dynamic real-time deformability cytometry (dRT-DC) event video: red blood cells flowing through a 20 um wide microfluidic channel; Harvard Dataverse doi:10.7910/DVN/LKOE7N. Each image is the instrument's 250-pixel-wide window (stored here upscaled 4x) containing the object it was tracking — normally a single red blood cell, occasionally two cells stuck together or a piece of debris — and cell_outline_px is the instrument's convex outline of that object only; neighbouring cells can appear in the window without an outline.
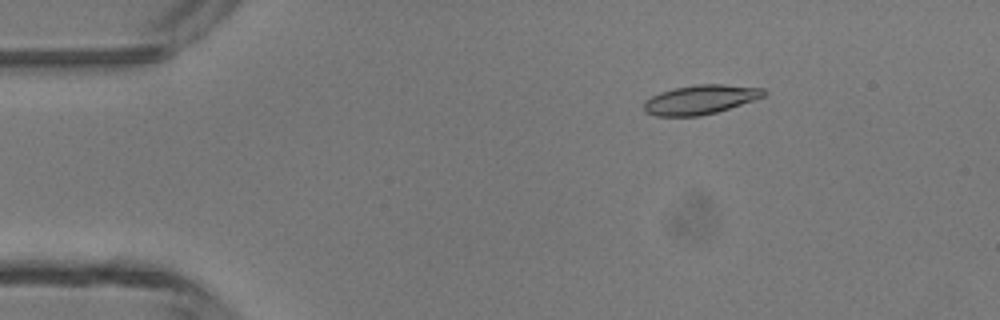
{"species": "common noctule bat (a hibernating species)", "species_latin": "Nyctalus noctula", "temperature_condition": "room temperature", "stored_images_in_passage": 48, "camera_frame_rate_fps": 3000, "um_per_image_px": 0.085, "animal": {"sex": "male", "body_mass_g": 13.3}, "frame": {"image": 1, "passage_image": 8, "time_ms": 2.333, "image_size_px": [1000, 320], "cell_outline_px": [[768, 92], [764, 96], [716, 112], [700, 116], [656, 116], [644, 112], [644, 100], [660, 92], [676, 88], [696, 84], [724, 84], [764, 88]], "centroid_in_image_um": [59.51, 8.46], "position_along_channel_um": 25.5, "area_um2": 20.35}}
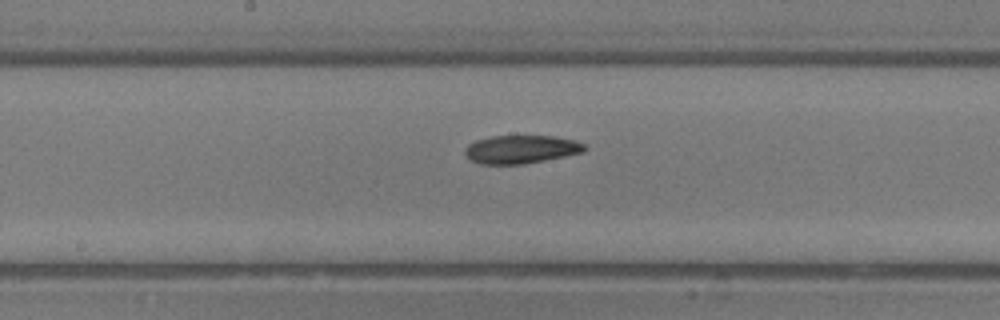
{"frame": {"image": 2, "passage_image": 25, "time_ms": 8.0, "image_size_px": [1000, 320], "cell_outline_px": [[588, 148], [584, 152], [524, 164], [480, 164], [472, 160], [464, 152], [468, 144], [476, 140], [492, 136], [556, 136], [572, 140], [584, 144]], "centroid_in_image_um": [44.3, 12.69], "position_along_channel_um": 203.9, "area_um2": 19.54}}
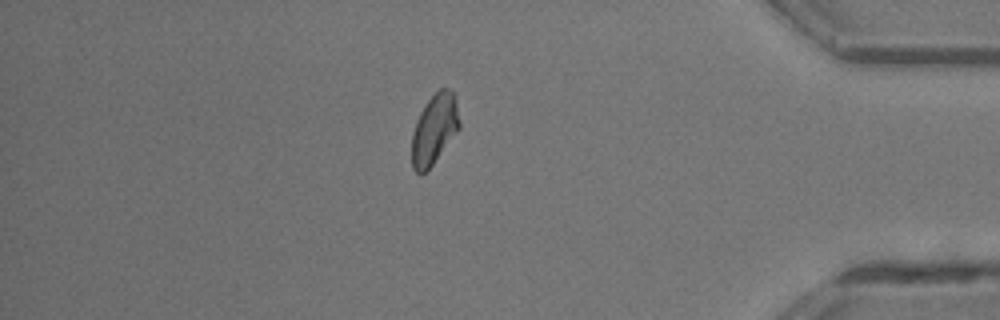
{"frame": {"image": 3, "passage_image": 41, "time_ms": 13.333, "image_size_px": [1000, 320], "cell_outline_px": [[460, 128], [432, 164], [420, 176], [412, 168], [412, 132], [416, 120], [420, 112], [428, 100], [440, 88], [448, 88], [456, 96], [460, 120]], "centroid_in_image_um": [36.92, 10.96], "position_along_channel_um": 398.3, "area_um2": 19.42}, "authors_computed_cell_mechanics": {"area_um2": 19.8832, "velocity_mm_per_s": 4.3544, "shape_relaxation_time_tau1_ms": 11.0577, "shape_relaxation_time_tau2_ms": null, "deformation_change_tau1": 0.1775, "deformation_change_tau2": null}}